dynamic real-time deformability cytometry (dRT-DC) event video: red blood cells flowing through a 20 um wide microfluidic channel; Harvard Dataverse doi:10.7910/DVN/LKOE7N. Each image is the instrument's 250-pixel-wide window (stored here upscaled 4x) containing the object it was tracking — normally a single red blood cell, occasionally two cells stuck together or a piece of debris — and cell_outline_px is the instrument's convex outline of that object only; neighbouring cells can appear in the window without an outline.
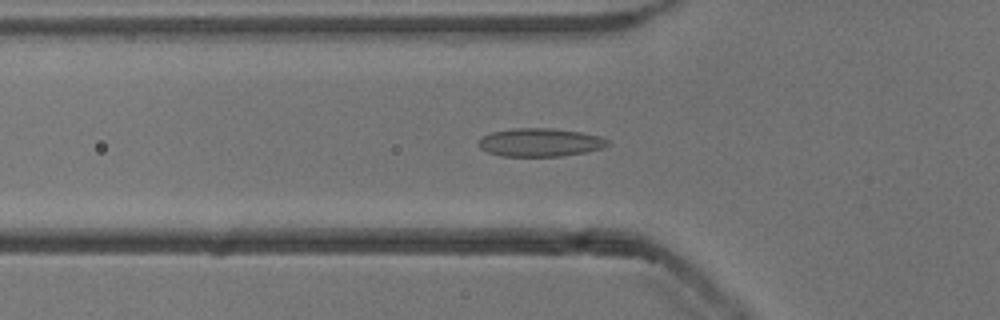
{"species": "common noctule bat (a hibernating species)", "species_latin": "Nyctalus noctula", "temperature_condition": "cold", "stored_images_in_passage": 42, "camera_frame_rate_fps": 3000, "um_per_image_px": 0.085, "animal": {"sex": "male", "body_mass_g": 13.3}, "frame": {"image": 1, "passage_image": 18, "time_ms": 5.667, "image_size_px": [1000, 320], "cell_outline_px": [[612, 144], [604, 148], [588, 152], [560, 156], [500, 156], [488, 152], [480, 148], [476, 144], [484, 136], [492, 132], [512, 128], [552, 128], [580, 132], [600, 136], [608, 140]], "centroid_in_image_um": [45.94, 12.11], "position_along_channel_um": 79.9, "area_um2": 21.44}}
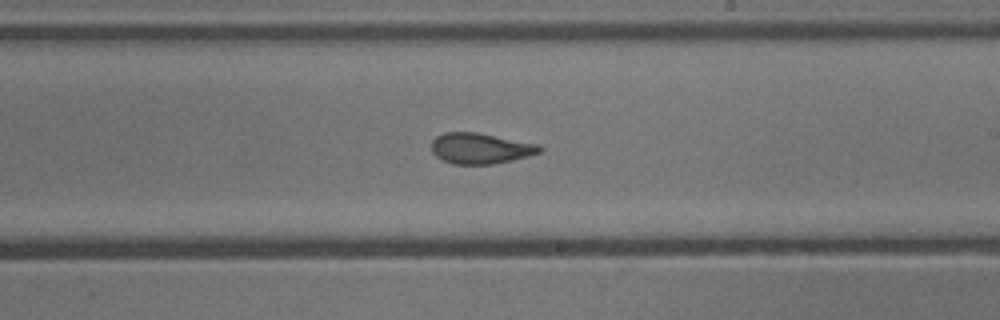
{"frame": {"image": 2, "passage_image": 31, "time_ms": 10.0, "image_size_px": [1000, 320], "cell_outline_px": [[544, 148], [540, 152], [528, 156], [512, 160], [492, 164], [452, 164], [436, 156], [432, 152], [432, 140], [436, 136], [444, 132], [476, 132], [540, 144]], "centroid_in_image_um": [40.85, 12.6], "position_along_channel_um": 248.2, "area_um2": 19.42}}
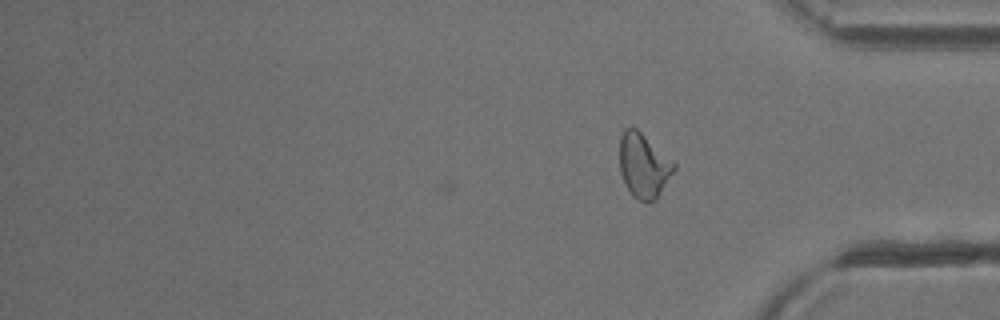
{"frame": {"image": 3, "passage_image": 42, "time_ms": 13.667, "image_size_px": [1000, 320], "cell_outline_px": [[676, 168], [656, 200], [648, 204], [636, 200], [632, 196], [620, 172], [620, 136], [624, 128], [636, 128], [672, 160], [676, 164]], "centroid_in_image_um": [54.71, 14.11], "position_along_channel_um": 380.5, "area_um2": 20.4}, "authors_computed_cell_mechanics": {"area_um2": 20.0277, "velocity_mm_per_s": 3.8607, "shape_relaxation_time_tau1_ms": null, "shape_relaxation_time_tau2_ms": 1.0406, "deformation_change_tau1": null, "deformation_change_tau2": 0.0608}}